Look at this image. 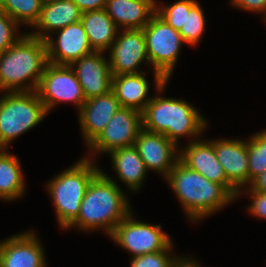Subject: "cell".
I'll return each mask as SVG.
<instances>
[{
  "label": "cell",
  "instance_id": "cell-1",
  "mask_svg": "<svg viewBox=\"0 0 266 267\" xmlns=\"http://www.w3.org/2000/svg\"><path fill=\"white\" fill-rule=\"evenodd\" d=\"M127 198L102 170L92 179L80 205L78 217L67 227L104 228L111 235L116 226L131 212Z\"/></svg>",
  "mask_w": 266,
  "mask_h": 267
},
{
  "label": "cell",
  "instance_id": "cell-2",
  "mask_svg": "<svg viewBox=\"0 0 266 267\" xmlns=\"http://www.w3.org/2000/svg\"><path fill=\"white\" fill-rule=\"evenodd\" d=\"M47 64L45 40L30 34L22 35L14 45L0 54V90L36 91ZM26 80L31 81L25 84Z\"/></svg>",
  "mask_w": 266,
  "mask_h": 267
},
{
  "label": "cell",
  "instance_id": "cell-3",
  "mask_svg": "<svg viewBox=\"0 0 266 267\" xmlns=\"http://www.w3.org/2000/svg\"><path fill=\"white\" fill-rule=\"evenodd\" d=\"M166 179L187 216L194 222L215 213L235 199L223 185L208 180L180 161L173 166Z\"/></svg>",
  "mask_w": 266,
  "mask_h": 267
},
{
  "label": "cell",
  "instance_id": "cell-4",
  "mask_svg": "<svg viewBox=\"0 0 266 267\" xmlns=\"http://www.w3.org/2000/svg\"><path fill=\"white\" fill-rule=\"evenodd\" d=\"M143 128L165 135L178 146L182 136L201 134L206 121L198 110L187 102L174 98L151 97L142 112Z\"/></svg>",
  "mask_w": 266,
  "mask_h": 267
},
{
  "label": "cell",
  "instance_id": "cell-5",
  "mask_svg": "<svg viewBox=\"0 0 266 267\" xmlns=\"http://www.w3.org/2000/svg\"><path fill=\"white\" fill-rule=\"evenodd\" d=\"M90 160L86 157L81 159L47 184L62 229H67L78 217L84 194L92 179L101 171Z\"/></svg>",
  "mask_w": 266,
  "mask_h": 267
},
{
  "label": "cell",
  "instance_id": "cell-6",
  "mask_svg": "<svg viewBox=\"0 0 266 267\" xmlns=\"http://www.w3.org/2000/svg\"><path fill=\"white\" fill-rule=\"evenodd\" d=\"M47 115L36 91L8 92L0 99V149L39 124Z\"/></svg>",
  "mask_w": 266,
  "mask_h": 267
},
{
  "label": "cell",
  "instance_id": "cell-7",
  "mask_svg": "<svg viewBox=\"0 0 266 267\" xmlns=\"http://www.w3.org/2000/svg\"><path fill=\"white\" fill-rule=\"evenodd\" d=\"M148 62L154 67L155 83L158 91H163L171 77L175 62L184 42L175 30L156 13L143 28Z\"/></svg>",
  "mask_w": 266,
  "mask_h": 267
},
{
  "label": "cell",
  "instance_id": "cell-8",
  "mask_svg": "<svg viewBox=\"0 0 266 267\" xmlns=\"http://www.w3.org/2000/svg\"><path fill=\"white\" fill-rule=\"evenodd\" d=\"M36 92L47 113L59 102L71 101L80 108L86 98L71 65L48 63Z\"/></svg>",
  "mask_w": 266,
  "mask_h": 267
},
{
  "label": "cell",
  "instance_id": "cell-9",
  "mask_svg": "<svg viewBox=\"0 0 266 267\" xmlns=\"http://www.w3.org/2000/svg\"><path fill=\"white\" fill-rule=\"evenodd\" d=\"M113 241L130 251L133 257L165 250L172 242L160 225H151L133 218L130 212L110 235Z\"/></svg>",
  "mask_w": 266,
  "mask_h": 267
},
{
  "label": "cell",
  "instance_id": "cell-10",
  "mask_svg": "<svg viewBox=\"0 0 266 267\" xmlns=\"http://www.w3.org/2000/svg\"><path fill=\"white\" fill-rule=\"evenodd\" d=\"M142 128V113L133 108L121 107L88 146L89 150L94 153H108L118 148L133 146Z\"/></svg>",
  "mask_w": 266,
  "mask_h": 267
},
{
  "label": "cell",
  "instance_id": "cell-11",
  "mask_svg": "<svg viewBox=\"0 0 266 267\" xmlns=\"http://www.w3.org/2000/svg\"><path fill=\"white\" fill-rule=\"evenodd\" d=\"M109 49L108 62L113 76L141 73L136 69L143 60L148 61L143 29H125Z\"/></svg>",
  "mask_w": 266,
  "mask_h": 267
},
{
  "label": "cell",
  "instance_id": "cell-12",
  "mask_svg": "<svg viewBox=\"0 0 266 267\" xmlns=\"http://www.w3.org/2000/svg\"><path fill=\"white\" fill-rule=\"evenodd\" d=\"M59 35L54 41L52 36L45 39L48 63L71 65L83 56L93 53L87 34L81 21L58 30Z\"/></svg>",
  "mask_w": 266,
  "mask_h": 267
},
{
  "label": "cell",
  "instance_id": "cell-13",
  "mask_svg": "<svg viewBox=\"0 0 266 267\" xmlns=\"http://www.w3.org/2000/svg\"><path fill=\"white\" fill-rule=\"evenodd\" d=\"M179 161L187 168L199 172L208 180L223 185L234 197L239 191L228 181L223 167L218 162L214 151V141H201L198 139L188 144L180 152Z\"/></svg>",
  "mask_w": 266,
  "mask_h": 267
},
{
  "label": "cell",
  "instance_id": "cell-14",
  "mask_svg": "<svg viewBox=\"0 0 266 267\" xmlns=\"http://www.w3.org/2000/svg\"><path fill=\"white\" fill-rule=\"evenodd\" d=\"M134 146L137 148L146 169L161 172L165 177L179 161L178 146L163 134L142 128ZM177 152L178 154H176Z\"/></svg>",
  "mask_w": 266,
  "mask_h": 267
},
{
  "label": "cell",
  "instance_id": "cell-15",
  "mask_svg": "<svg viewBox=\"0 0 266 267\" xmlns=\"http://www.w3.org/2000/svg\"><path fill=\"white\" fill-rule=\"evenodd\" d=\"M103 52H93L74 61L71 66L82 87L86 100L109 93L113 75ZM75 65H77L76 69Z\"/></svg>",
  "mask_w": 266,
  "mask_h": 267
},
{
  "label": "cell",
  "instance_id": "cell-16",
  "mask_svg": "<svg viewBox=\"0 0 266 267\" xmlns=\"http://www.w3.org/2000/svg\"><path fill=\"white\" fill-rule=\"evenodd\" d=\"M43 248L28 231L0 242V267H46Z\"/></svg>",
  "mask_w": 266,
  "mask_h": 267
},
{
  "label": "cell",
  "instance_id": "cell-17",
  "mask_svg": "<svg viewBox=\"0 0 266 267\" xmlns=\"http://www.w3.org/2000/svg\"><path fill=\"white\" fill-rule=\"evenodd\" d=\"M121 108L111 90L109 93L86 100L79 111L82 133L89 146L105 129L114 114Z\"/></svg>",
  "mask_w": 266,
  "mask_h": 267
},
{
  "label": "cell",
  "instance_id": "cell-18",
  "mask_svg": "<svg viewBox=\"0 0 266 267\" xmlns=\"http://www.w3.org/2000/svg\"><path fill=\"white\" fill-rule=\"evenodd\" d=\"M214 151L228 181L241 194V187L249 185L247 142L241 140H214Z\"/></svg>",
  "mask_w": 266,
  "mask_h": 267
},
{
  "label": "cell",
  "instance_id": "cell-19",
  "mask_svg": "<svg viewBox=\"0 0 266 267\" xmlns=\"http://www.w3.org/2000/svg\"><path fill=\"white\" fill-rule=\"evenodd\" d=\"M155 0H107L105 10L117 26L143 29L156 13Z\"/></svg>",
  "mask_w": 266,
  "mask_h": 267
},
{
  "label": "cell",
  "instance_id": "cell-20",
  "mask_svg": "<svg viewBox=\"0 0 266 267\" xmlns=\"http://www.w3.org/2000/svg\"><path fill=\"white\" fill-rule=\"evenodd\" d=\"M82 12L72 0H56L43 4L40 17L33 27L39 32L29 33L41 40L47 39L49 31L63 29L64 27L81 20ZM43 31V32H42Z\"/></svg>",
  "mask_w": 266,
  "mask_h": 267
},
{
  "label": "cell",
  "instance_id": "cell-21",
  "mask_svg": "<svg viewBox=\"0 0 266 267\" xmlns=\"http://www.w3.org/2000/svg\"><path fill=\"white\" fill-rule=\"evenodd\" d=\"M122 74L113 76L112 91L120 102L121 107L133 108L141 113L151 100L147 98L149 85L145 79V74Z\"/></svg>",
  "mask_w": 266,
  "mask_h": 267
},
{
  "label": "cell",
  "instance_id": "cell-22",
  "mask_svg": "<svg viewBox=\"0 0 266 267\" xmlns=\"http://www.w3.org/2000/svg\"><path fill=\"white\" fill-rule=\"evenodd\" d=\"M90 46L95 52H105L116 40L118 26L108 16L105 9L82 13L80 20Z\"/></svg>",
  "mask_w": 266,
  "mask_h": 267
},
{
  "label": "cell",
  "instance_id": "cell-23",
  "mask_svg": "<svg viewBox=\"0 0 266 267\" xmlns=\"http://www.w3.org/2000/svg\"><path fill=\"white\" fill-rule=\"evenodd\" d=\"M113 161V169L116 170L120 180L128 187L137 191L142 185L147 169L141 159L137 148H118L109 152Z\"/></svg>",
  "mask_w": 266,
  "mask_h": 267
},
{
  "label": "cell",
  "instance_id": "cell-24",
  "mask_svg": "<svg viewBox=\"0 0 266 267\" xmlns=\"http://www.w3.org/2000/svg\"><path fill=\"white\" fill-rule=\"evenodd\" d=\"M18 159L0 149V198L10 201L17 199L24 192V178Z\"/></svg>",
  "mask_w": 266,
  "mask_h": 267
},
{
  "label": "cell",
  "instance_id": "cell-25",
  "mask_svg": "<svg viewBox=\"0 0 266 267\" xmlns=\"http://www.w3.org/2000/svg\"><path fill=\"white\" fill-rule=\"evenodd\" d=\"M43 7L41 0H3L1 11L8 14L17 24L34 26Z\"/></svg>",
  "mask_w": 266,
  "mask_h": 267
},
{
  "label": "cell",
  "instance_id": "cell-26",
  "mask_svg": "<svg viewBox=\"0 0 266 267\" xmlns=\"http://www.w3.org/2000/svg\"><path fill=\"white\" fill-rule=\"evenodd\" d=\"M249 184L266 170V130L256 133L247 141Z\"/></svg>",
  "mask_w": 266,
  "mask_h": 267
},
{
  "label": "cell",
  "instance_id": "cell-27",
  "mask_svg": "<svg viewBox=\"0 0 266 267\" xmlns=\"http://www.w3.org/2000/svg\"><path fill=\"white\" fill-rule=\"evenodd\" d=\"M205 29V18L201 6L196 2L190 11H186L185 25L181 26L179 33L184 41L191 45L198 44Z\"/></svg>",
  "mask_w": 266,
  "mask_h": 267
},
{
  "label": "cell",
  "instance_id": "cell-28",
  "mask_svg": "<svg viewBox=\"0 0 266 267\" xmlns=\"http://www.w3.org/2000/svg\"><path fill=\"white\" fill-rule=\"evenodd\" d=\"M195 0H180L171 6L160 8L156 4V14L167 24L179 31L181 26L185 25L186 11L196 3Z\"/></svg>",
  "mask_w": 266,
  "mask_h": 267
},
{
  "label": "cell",
  "instance_id": "cell-29",
  "mask_svg": "<svg viewBox=\"0 0 266 267\" xmlns=\"http://www.w3.org/2000/svg\"><path fill=\"white\" fill-rule=\"evenodd\" d=\"M172 246L171 243L163 251L133 257L131 267H175L181 259L169 257Z\"/></svg>",
  "mask_w": 266,
  "mask_h": 267
},
{
  "label": "cell",
  "instance_id": "cell-30",
  "mask_svg": "<svg viewBox=\"0 0 266 267\" xmlns=\"http://www.w3.org/2000/svg\"><path fill=\"white\" fill-rule=\"evenodd\" d=\"M18 25L8 14L0 11V54L21 38L15 37Z\"/></svg>",
  "mask_w": 266,
  "mask_h": 267
},
{
  "label": "cell",
  "instance_id": "cell-31",
  "mask_svg": "<svg viewBox=\"0 0 266 267\" xmlns=\"http://www.w3.org/2000/svg\"><path fill=\"white\" fill-rule=\"evenodd\" d=\"M251 192L252 205L249 206L250 212L257 217L266 218V193L252 191Z\"/></svg>",
  "mask_w": 266,
  "mask_h": 267
},
{
  "label": "cell",
  "instance_id": "cell-32",
  "mask_svg": "<svg viewBox=\"0 0 266 267\" xmlns=\"http://www.w3.org/2000/svg\"><path fill=\"white\" fill-rule=\"evenodd\" d=\"M231 2L233 5H235V7L238 8H242L252 12L255 11L266 13V0H232Z\"/></svg>",
  "mask_w": 266,
  "mask_h": 267
},
{
  "label": "cell",
  "instance_id": "cell-33",
  "mask_svg": "<svg viewBox=\"0 0 266 267\" xmlns=\"http://www.w3.org/2000/svg\"><path fill=\"white\" fill-rule=\"evenodd\" d=\"M82 13L88 11L103 10L106 7L107 0H72Z\"/></svg>",
  "mask_w": 266,
  "mask_h": 267
},
{
  "label": "cell",
  "instance_id": "cell-34",
  "mask_svg": "<svg viewBox=\"0 0 266 267\" xmlns=\"http://www.w3.org/2000/svg\"><path fill=\"white\" fill-rule=\"evenodd\" d=\"M248 187L252 191L266 193V170L257 176Z\"/></svg>",
  "mask_w": 266,
  "mask_h": 267
},
{
  "label": "cell",
  "instance_id": "cell-35",
  "mask_svg": "<svg viewBox=\"0 0 266 267\" xmlns=\"http://www.w3.org/2000/svg\"><path fill=\"white\" fill-rule=\"evenodd\" d=\"M186 259L182 258L175 267H199L194 260Z\"/></svg>",
  "mask_w": 266,
  "mask_h": 267
},
{
  "label": "cell",
  "instance_id": "cell-36",
  "mask_svg": "<svg viewBox=\"0 0 266 267\" xmlns=\"http://www.w3.org/2000/svg\"><path fill=\"white\" fill-rule=\"evenodd\" d=\"M43 4H46V3H49V2H53V1H56V0H41Z\"/></svg>",
  "mask_w": 266,
  "mask_h": 267
},
{
  "label": "cell",
  "instance_id": "cell-37",
  "mask_svg": "<svg viewBox=\"0 0 266 267\" xmlns=\"http://www.w3.org/2000/svg\"><path fill=\"white\" fill-rule=\"evenodd\" d=\"M2 2H3V0H0V11H1V7H2Z\"/></svg>",
  "mask_w": 266,
  "mask_h": 267
}]
</instances>
